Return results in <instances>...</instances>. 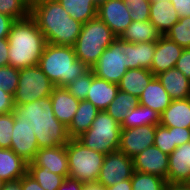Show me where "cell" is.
I'll return each instance as SVG.
<instances>
[{
  "label": "cell",
  "mask_w": 190,
  "mask_h": 190,
  "mask_svg": "<svg viewBox=\"0 0 190 190\" xmlns=\"http://www.w3.org/2000/svg\"><path fill=\"white\" fill-rule=\"evenodd\" d=\"M7 39L9 65L18 69L38 65L47 42L31 16L16 20L11 26Z\"/></svg>",
  "instance_id": "2"
},
{
  "label": "cell",
  "mask_w": 190,
  "mask_h": 190,
  "mask_svg": "<svg viewBox=\"0 0 190 190\" xmlns=\"http://www.w3.org/2000/svg\"><path fill=\"white\" fill-rule=\"evenodd\" d=\"M139 105V98L118 90L115 98L110 103V105L105 110L114 120H116L118 123H122L125 116Z\"/></svg>",
  "instance_id": "32"
},
{
  "label": "cell",
  "mask_w": 190,
  "mask_h": 190,
  "mask_svg": "<svg viewBox=\"0 0 190 190\" xmlns=\"http://www.w3.org/2000/svg\"><path fill=\"white\" fill-rule=\"evenodd\" d=\"M82 188L83 182L68 176L64 179L58 190H82Z\"/></svg>",
  "instance_id": "49"
},
{
  "label": "cell",
  "mask_w": 190,
  "mask_h": 190,
  "mask_svg": "<svg viewBox=\"0 0 190 190\" xmlns=\"http://www.w3.org/2000/svg\"><path fill=\"white\" fill-rule=\"evenodd\" d=\"M94 76V72L90 69L86 74L79 76L73 82L65 86V88L80 101L86 100Z\"/></svg>",
  "instance_id": "37"
},
{
  "label": "cell",
  "mask_w": 190,
  "mask_h": 190,
  "mask_svg": "<svg viewBox=\"0 0 190 190\" xmlns=\"http://www.w3.org/2000/svg\"><path fill=\"white\" fill-rule=\"evenodd\" d=\"M13 113L15 118L28 119L31 124L54 123L58 121L53 113L50 96L15 106Z\"/></svg>",
  "instance_id": "16"
},
{
  "label": "cell",
  "mask_w": 190,
  "mask_h": 190,
  "mask_svg": "<svg viewBox=\"0 0 190 190\" xmlns=\"http://www.w3.org/2000/svg\"><path fill=\"white\" fill-rule=\"evenodd\" d=\"M28 171V163L11 149L0 148V179L17 181Z\"/></svg>",
  "instance_id": "22"
},
{
  "label": "cell",
  "mask_w": 190,
  "mask_h": 190,
  "mask_svg": "<svg viewBox=\"0 0 190 190\" xmlns=\"http://www.w3.org/2000/svg\"><path fill=\"white\" fill-rule=\"evenodd\" d=\"M74 20L85 24L97 17L98 0H57Z\"/></svg>",
  "instance_id": "30"
},
{
  "label": "cell",
  "mask_w": 190,
  "mask_h": 190,
  "mask_svg": "<svg viewBox=\"0 0 190 190\" xmlns=\"http://www.w3.org/2000/svg\"><path fill=\"white\" fill-rule=\"evenodd\" d=\"M3 184H4V181L0 179V190H2Z\"/></svg>",
  "instance_id": "55"
},
{
  "label": "cell",
  "mask_w": 190,
  "mask_h": 190,
  "mask_svg": "<svg viewBox=\"0 0 190 190\" xmlns=\"http://www.w3.org/2000/svg\"><path fill=\"white\" fill-rule=\"evenodd\" d=\"M129 13L125 0H102L98 4L97 17L109 26L116 37H120L131 24Z\"/></svg>",
  "instance_id": "10"
},
{
  "label": "cell",
  "mask_w": 190,
  "mask_h": 190,
  "mask_svg": "<svg viewBox=\"0 0 190 190\" xmlns=\"http://www.w3.org/2000/svg\"><path fill=\"white\" fill-rule=\"evenodd\" d=\"M150 2H156V1H161V0H149Z\"/></svg>",
  "instance_id": "56"
},
{
  "label": "cell",
  "mask_w": 190,
  "mask_h": 190,
  "mask_svg": "<svg viewBox=\"0 0 190 190\" xmlns=\"http://www.w3.org/2000/svg\"><path fill=\"white\" fill-rule=\"evenodd\" d=\"M167 183H190V141L169 154Z\"/></svg>",
  "instance_id": "17"
},
{
  "label": "cell",
  "mask_w": 190,
  "mask_h": 190,
  "mask_svg": "<svg viewBox=\"0 0 190 190\" xmlns=\"http://www.w3.org/2000/svg\"><path fill=\"white\" fill-rule=\"evenodd\" d=\"M118 90V84L94 76L86 100L100 111H105L115 98Z\"/></svg>",
  "instance_id": "25"
},
{
  "label": "cell",
  "mask_w": 190,
  "mask_h": 190,
  "mask_svg": "<svg viewBox=\"0 0 190 190\" xmlns=\"http://www.w3.org/2000/svg\"><path fill=\"white\" fill-rule=\"evenodd\" d=\"M19 81V69L11 65L0 67V89L11 94H15Z\"/></svg>",
  "instance_id": "38"
},
{
  "label": "cell",
  "mask_w": 190,
  "mask_h": 190,
  "mask_svg": "<svg viewBox=\"0 0 190 190\" xmlns=\"http://www.w3.org/2000/svg\"><path fill=\"white\" fill-rule=\"evenodd\" d=\"M165 190H190V183H167Z\"/></svg>",
  "instance_id": "51"
},
{
  "label": "cell",
  "mask_w": 190,
  "mask_h": 190,
  "mask_svg": "<svg viewBox=\"0 0 190 190\" xmlns=\"http://www.w3.org/2000/svg\"><path fill=\"white\" fill-rule=\"evenodd\" d=\"M175 68L180 70L190 80V48L183 49Z\"/></svg>",
  "instance_id": "42"
},
{
  "label": "cell",
  "mask_w": 190,
  "mask_h": 190,
  "mask_svg": "<svg viewBox=\"0 0 190 190\" xmlns=\"http://www.w3.org/2000/svg\"><path fill=\"white\" fill-rule=\"evenodd\" d=\"M38 66L49 80L59 87H65L79 76L86 74L90 68L77 59L73 46L47 43Z\"/></svg>",
  "instance_id": "3"
},
{
  "label": "cell",
  "mask_w": 190,
  "mask_h": 190,
  "mask_svg": "<svg viewBox=\"0 0 190 190\" xmlns=\"http://www.w3.org/2000/svg\"><path fill=\"white\" fill-rule=\"evenodd\" d=\"M39 149L66 145L71 139L68 127L60 121L54 123L31 124Z\"/></svg>",
  "instance_id": "18"
},
{
  "label": "cell",
  "mask_w": 190,
  "mask_h": 190,
  "mask_svg": "<svg viewBox=\"0 0 190 190\" xmlns=\"http://www.w3.org/2000/svg\"><path fill=\"white\" fill-rule=\"evenodd\" d=\"M22 190H44L39 183L28 173L19 179Z\"/></svg>",
  "instance_id": "47"
},
{
  "label": "cell",
  "mask_w": 190,
  "mask_h": 190,
  "mask_svg": "<svg viewBox=\"0 0 190 190\" xmlns=\"http://www.w3.org/2000/svg\"><path fill=\"white\" fill-rule=\"evenodd\" d=\"M166 179L154 175L134 171L131 177L132 190H165Z\"/></svg>",
  "instance_id": "34"
},
{
  "label": "cell",
  "mask_w": 190,
  "mask_h": 190,
  "mask_svg": "<svg viewBox=\"0 0 190 190\" xmlns=\"http://www.w3.org/2000/svg\"><path fill=\"white\" fill-rule=\"evenodd\" d=\"M154 77L155 75L145 68L128 69L118 83V88L139 98Z\"/></svg>",
  "instance_id": "28"
},
{
  "label": "cell",
  "mask_w": 190,
  "mask_h": 190,
  "mask_svg": "<svg viewBox=\"0 0 190 190\" xmlns=\"http://www.w3.org/2000/svg\"><path fill=\"white\" fill-rule=\"evenodd\" d=\"M160 125L190 128V98L172 100L170 105L160 114Z\"/></svg>",
  "instance_id": "23"
},
{
  "label": "cell",
  "mask_w": 190,
  "mask_h": 190,
  "mask_svg": "<svg viewBox=\"0 0 190 190\" xmlns=\"http://www.w3.org/2000/svg\"><path fill=\"white\" fill-rule=\"evenodd\" d=\"M133 172L132 158L118 150L106 154L97 182L104 187H110L118 182L131 179Z\"/></svg>",
  "instance_id": "9"
},
{
  "label": "cell",
  "mask_w": 190,
  "mask_h": 190,
  "mask_svg": "<svg viewBox=\"0 0 190 190\" xmlns=\"http://www.w3.org/2000/svg\"><path fill=\"white\" fill-rule=\"evenodd\" d=\"M172 102L163 85L155 76L144 88L139 97V104L149 107L161 114Z\"/></svg>",
  "instance_id": "26"
},
{
  "label": "cell",
  "mask_w": 190,
  "mask_h": 190,
  "mask_svg": "<svg viewBox=\"0 0 190 190\" xmlns=\"http://www.w3.org/2000/svg\"><path fill=\"white\" fill-rule=\"evenodd\" d=\"M179 18L190 16V0H170Z\"/></svg>",
  "instance_id": "45"
},
{
  "label": "cell",
  "mask_w": 190,
  "mask_h": 190,
  "mask_svg": "<svg viewBox=\"0 0 190 190\" xmlns=\"http://www.w3.org/2000/svg\"><path fill=\"white\" fill-rule=\"evenodd\" d=\"M156 77L172 100L190 98V80L180 70L172 68Z\"/></svg>",
  "instance_id": "21"
},
{
  "label": "cell",
  "mask_w": 190,
  "mask_h": 190,
  "mask_svg": "<svg viewBox=\"0 0 190 190\" xmlns=\"http://www.w3.org/2000/svg\"><path fill=\"white\" fill-rule=\"evenodd\" d=\"M183 48L177 43L162 35L156 41L150 71L156 76L169 69L175 68L177 60L180 58Z\"/></svg>",
  "instance_id": "15"
},
{
  "label": "cell",
  "mask_w": 190,
  "mask_h": 190,
  "mask_svg": "<svg viewBox=\"0 0 190 190\" xmlns=\"http://www.w3.org/2000/svg\"><path fill=\"white\" fill-rule=\"evenodd\" d=\"M14 113L0 114V148H11Z\"/></svg>",
  "instance_id": "40"
},
{
  "label": "cell",
  "mask_w": 190,
  "mask_h": 190,
  "mask_svg": "<svg viewBox=\"0 0 190 190\" xmlns=\"http://www.w3.org/2000/svg\"><path fill=\"white\" fill-rule=\"evenodd\" d=\"M160 124V114L155 110L139 104L125 116L121 129H128L140 126H157Z\"/></svg>",
  "instance_id": "31"
},
{
  "label": "cell",
  "mask_w": 190,
  "mask_h": 190,
  "mask_svg": "<svg viewBox=\"0 0 190 190\" xmlns=\"http://www.w3.org/2000/svg\"><path fill=\"white\" fill-rule=\"evenodd\" d=\"M151 2L149 0L128 1L129 15L132 21H147L150 16Z\"/></svg>",
  "instance_id": "41"
},
{
  "label": "cell",
  "mask_w": 190,
  "mask_h": 190,
  "mask_svg": "<svg viewBox=\"0 0 190 190\" xmlns=\"http://www.w3.org/2000/svg\"><path fill=\"white\" fill-rule=\"evenodd\" d=\"M156 41L132 43L125 41L126 67L128 69L145 68L150 70Z\"/></svg>",
  "instance_id": "20"
},
{
  "label": "cell",
  "mask_w": 190,
  "mask_h": 190,
  "mask_svg": "<svg viewBox=\"0 0 190 190\" xmlns=\"http://www.w3.org/2000/svg\"><path fill=\"white\" fill-rule=\"evenodd\" d=\"M27 173L31 175L44 190H58L65 179L62 175L50 172L47 167H28Z\"/></svg>",
  "instance_id": "33"
},
{
  "label": "cell",
  "mask_w": 190,
  "mask_h": 190,
  "mask_svg": "<svg viewBox=\"0 0 190 190\" xmlns=\"http://www.w3.org/2000/svg\"><path fill=\"white\" fill-rule=\"evenodd\" d=\"M16 20L6 14L0 13V39L7 38L11 26Z\"/></svg>",
  "instance_id": "46"
},
{
  "label": "cell",
  "mask_w": 190,
  "mask_h": 190,
  "mask_svg": "<svg viewBox=\"0 0 190 190\" xmlns=\"http://www.w3.org/2000/svg\"><path fill=\"white\" fill-rule=\"evenodd\" d=\"M156 126L121 129L119 151L134 158L141 151L154 145Z\"/></svg>",
  "instance_id": "12"
},
{
  "label": "cell",
  "mask_w": 190,
  "mask_h": 190,
  "mask_svg": "<svg viewBox=\"0 0 190 190\" xmlns=\"http://www.w3.org/2000/svg\"><path fill=\"white\" fill-rule=\"evenodd\" d=\"M14 107L13 96L0 89V114L13 112Z\"/></svg>",
  "instance_id": "44"
},
{
  "label": "cell",
  "mask_w": 190,
  "mask_h": 190,
  "mask_svg": "<svg viewBox=\"0 0 190 190\" xmlns=\"http://www.w3.org/2000/svg\"><path fill=\"white\" fill-rule=\"evenodd\" d=\"M132 160L134 171L167 178L169 155L162 152L155 145L141 151Z\"/></svg>",
  "instance_id": "13"
},
{
  "label": "cell",
  "mask_w": 190,
  "mask_h": 190,
  "mask_svg": "<svg viewBox=\"0 0 190 190\" xmlns=\"http://www.w3.org/2000/svg\"><path fill=\"white\" fill-rule=\"evenodd\" d=\"M125 41L117 37L112 44L104 50L97 63L91 68L98 78L118 84L127 72Z\"/></svg>",
  "instance_id": "8"
},
{
  "label": "cell",
  "mask_w": 190,
  "mask_h": 190,
  "mask_svg": "<svg viewBox=\"0 0 190 190\" xmlns=\"http://www.w3.org/2000/svg\"><path fill=\"white\" fill-rule=\"evenodd\" d=\"M11 150L23 158L27 163L31 162L39 150L34 129L28 119L15 118L12 132Z\"/></svg>",
  "instance_id": "11"
},
{
  "label": "cell",
  "mask_w": 190,
  "mask_h": 190,
  "mask_svg": "<svg viewBox=\"0 0 190 190\" xmlns=\"http://www.w3.org/2000/svg\"><path fill=\"white\" fill-rule=\"evenodd\" d=\"M50 99L55 117L68 126L78 109L80 100L71 95L65 87L59 86L54 87Z\"/></svg>",
  "instance_id": "19"
},
{
  "label": "cell",
  "mask_w": 190,
  "mask_h": 190,
  "mask_svg": "<svg viewBox=\"0 0 190 190\" xmlns=\"http://www.w3.org/2000/svg\"><path fill=\"white\" fill-rule=\"evenodd\" d=\"M2 190H22L20 186V181H11V182H4Z\"/></svg>",
  "instance_id": "53"
},
{
  "label": "cell",
  "mask_w": 190,
  "mask_h": 190,
  "mask_svg": "<svg viewBox=\"0 0 190 190\" xmlns=\"http://www.w3.org/2000/svg\"><path fill=\"white\" fill-rule=\"evenodd\" d=\"M28 167H47L50 172L68 177L69 164L66 145L39 149Z\"/></svg>",
  "instance_id": "14"
},
{
  "label": "cell",
  "mask_w": 190,
  "mask_h": 190,
  "mask_svg": "<svg viewBox=\"0 0 190 190\" xmlns=\"http://www.w3.org/2000/svg\"><path fill=\"white\" fill-rule=\"evenodd\" d=\"M99 112L100 110L91 102L87 100L80 101L71 123L67 126L70 138L76 139L86 132L91 127L92 122Z\"/></svg>",
  "instance_id": "27"
},
{
  "label": "cell",
  "mask_w": 190,
  "mask_h": 190,
  "mask_svg": "<svg viewBox=\"0 0 190 190\" xmlns=\"http://www.w3.org/2000/svg\"><path fill=\"white\" fill-rule=\"evenodd\" d=\"M173 144L176 148L190 141V128L172 127Z\"/></svg>",
  "instance_id": "43"
},
{
  "label": "cell",
  "mask_w": 190,
  "mask_h": 190,
  "mask_svg": "<svg viewBox=\"0 0 190 190\" xmlns=\"http://www.w3.org/2000/svg\"><path fill=\"white\" fill-rule=\"evenodd\" d=\"M68 156V176L80 182H96L103 165L105 154L89 149L77 139L66 144Z\"/></svg>",
  "instance_id": "6"
},
{
  "label": "cell",
  "mask_w": 190,
  "mask_h": 190,
  "mask_svg": "<svg viewBox=\"0 0 190 190\" xmlns=\"http://www.w3.org/2000/svg\"><path fill=\"white\" fill-rule=\"evenodd\" d=\"M9 42L7 38L0 39V67L9 65Z\"/></svg>",
  "instance_id": "48"
},
{
  "label": "cell",
  "mask_w": 190,
  "mask_h": 190,
  "mask_svg": "<svg viewBox=\"0 0 190 190\" xmlns=\"http://www.w3.org/2000/svg\"><path fill=\"white\" fill-rule=\"evenodd\" d=\"M154 145L162 152L168 155L171 154L176 148V144H173L172 127H165L160 124L157 125Z\"/></svg>",
  "instance_id": "39"
},
{
  "label": "cell",
  "mask_w": 190,
  "mask_h": 190,
  "mask_svg": "<svg viewBox=\"0 0 190 190\" xmlns=\"http://www.w3.org/2000/svg\"><path fill=\"white\" fill-rule=\"evenodd\" d=\"M42 1V0H25L26 3L31 7L33 4Z\"/></svg>",
  "instance_id": "54"
},
{
  "label": "cell",
  "mask_w": 190,
  "mask_h": 190,
  "mask_svg": "<svg viewBox=\"0 0 190 190\" xmlns=\"http://www.w3.org/2000/svg\"><path fill=\"white\" fill-rule=\"evenodd\" d=\"M116 38L109 26L96 17L82 24L73 46L75 55L91 69Z\"/></svg>",
  "instance_id": "4"
},
{
  "label": "cell",
  "mask_w": 190,
  "mask_h": 190,
  "mask_svg": "<svg viewBox=\"0 0 190 190\" xmlns=\"http://www.w3.org/2000/svg\"><path fill=\"white\" fill-rule=\"evenodd\" d=\"M121 125L106 111H100L91 127L76 138L89 149L108 154L119 150Z\"/></svg>",
  "instance_id": "5"
},
{
  "label": "cell",
  "mask_w": 190,
  "mask_h": 190,
  "mask_svg": "<svg viewBox=\"0 0 190 190\" xmlns=\"http://www.w3.org/2000/svg\"><path fill=\"white\" fill-rule=\"evenodd\" d=\"M31 7L25 0H0V13L15 20L26 19L30 16Z\"/></svg>",
  "instance_id": "36"
},
{
  "label": "cell",
  "mask_w": 190,
  "mask_h": 190,
  "mask_svg": "<svg viewBox=\"0 0 190 190\" xmlns=\"http://www.w3.org/2000/svg\"><path fill=\"white\" fill-rule=\"evenodd\" d=\"M30 16L36 21L46 42L74 46L82 23L74 20L57 0H42L31 6Z\"/></svg>",
  "instance_id": "1"
},
{
  "label": "cell",
  "mask_w": 190,
  "mask_h": 190,
  "mask_svg": "<svg viewBox=\"0 0 190 190\" xmlns=\"http://www.w3.org/2000/svg\"><path fill=\"white\" fill-rule=\"evenodd\" d=\"M55 85L38 65L19 69L18 87L13 95L14 106L50 96Z\"/></svg>",
  "instance_id": "7"
},
{
  "label": "cell",
  "mask_w": 190,
  "mask_h": 190,
  "mask_svg": "<svg viewBox=\"0 0 190 190\" xmlns=\"http://www.w3.org/2000/svg\"><path fill=\"white\" fill-rule=\"evenodd\" d=\"M82 190H104V186L99 182H87L83 183Z\"/></svg>",
  "instance_id": "52"
},
{
  "label": "cell",
  "mask_w": 190,
  "mask_h": 190,
  "mask_svg": "<svg viewBox=\"0 0 190 190\" xmlns=\"http://www.w3.org/2000/svg\"><path fill=\"white\" fill-rule=\"evenodd\" d=\"M104 190H132L131 179L118 182L110 187H104Z\"/></svg>",
  "instance_id": "50"
},
{
  "label": "cell",
  "mask_w": 190,
  "mask_h": 190,
  "mask_svg": "<svg viewBox=\"0 0 190 190\" xmlns=\"http://www.w3.org/2000/svg\"><path fill=\"white\" fill-rule=\"evenodd\" d=\"M165 36L183 49L190 48V16L179 18V21L167 31Z\"/></svg>",
  "instance_id": "35"
},
{
  "label": "cell",
  "mask_w": 190,
  "mask_h": 190,
  "mask_svg": "<svg viewBox=\"0 0 190 190\" xmlns=\"http://www.w3.org/2000/svg\"><path fill=\"white\" fill-rule=\"evenodd\" d=\"M158 29L149 21H132L119 37L132 43L157 41L161 37Z\"/></svg>",
  "instance_id": "29"
},
{
  "label": "cell",
  "mask_w": 190,
  "mask_h": 190,
  "mask_svg": "<svg viewBox=\"0 0 190 190\" xmlns=\"http://www.w3.org/2000/svg\"><path fill=\"white\" fill-rule=\"evenodd\" d=\"M149 21L158 29L161 35L179 21V16L170 0L151 2Z\"/></svg>",
  "instance_id": "24"
}]
</instances>
